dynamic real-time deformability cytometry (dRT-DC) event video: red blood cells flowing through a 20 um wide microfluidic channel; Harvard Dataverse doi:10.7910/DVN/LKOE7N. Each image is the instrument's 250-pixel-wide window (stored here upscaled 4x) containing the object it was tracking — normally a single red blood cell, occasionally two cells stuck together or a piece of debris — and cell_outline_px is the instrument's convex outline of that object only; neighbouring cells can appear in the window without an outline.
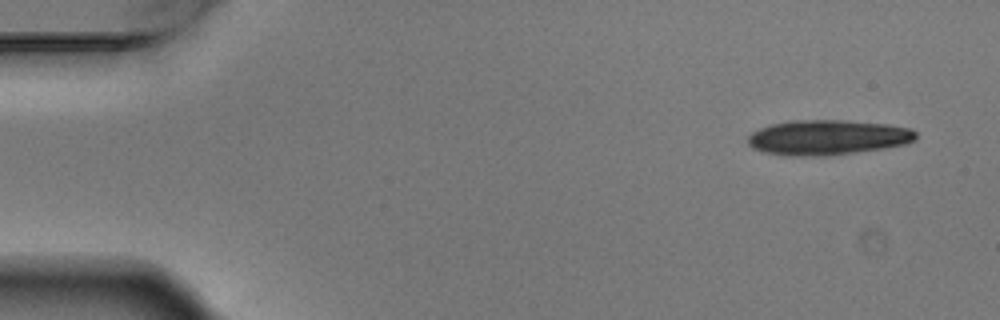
{"species": "Egyptian fruit bat (a non-hibernating species)", "species_latin": "Rousettus aegyptiacus", "temperature_condition": "warm", "stored_images_in_passage": 9, "camera_frame_rate_fps": 3000, "um_per_image_px": 0.085, "animal": {"sex": "male"}, "frame": {"image": 1, "passage_image": 1, "time_ms": 0.0, "image_size_px": [1000, 320], "cell_outline_px": [[916, 140], [904, 144], [884, 148], [824, 156], [796, 156], [764, 152], [752, 148], [748, 144], [748, 136], [752, 132], [760, 128], [772, 124], [788, 120], [844, 120], [888, 124], [912, 128], [916, 132]], "centroid_in_image_um": [70.35, 11.67], "position_along_channel_um": 14.7, "area_um2": 34.33}}
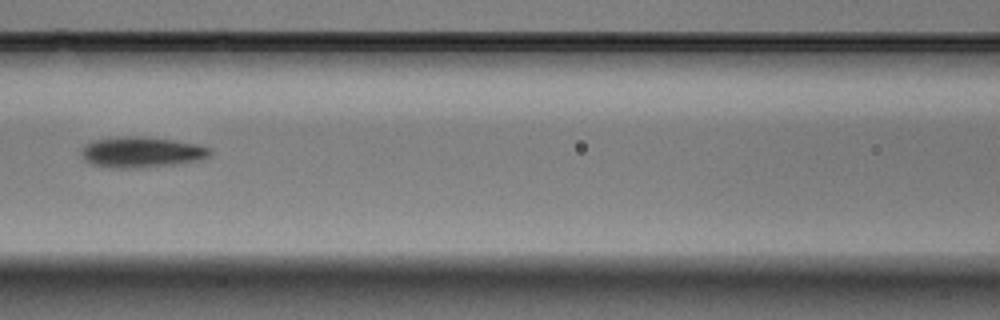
{"frame": {"image": 2, "passage_image": 6, "time_ms": 1.667, "image_size_px": [1000, 320], "cell_outline_px": [[212, 152], [208, 156], [200, 160], [172, 164], [136, 168], [108, 168], [92, 164], [80, 152], [84, 144], [92, 140], [116, 136], [140, 136], [172, 140], [196, 144], [208, 148]], "centroid_in_image_um": [11.97, 12.92], "position_along_channel_um": 154.6, "area_um2": 22.89}}
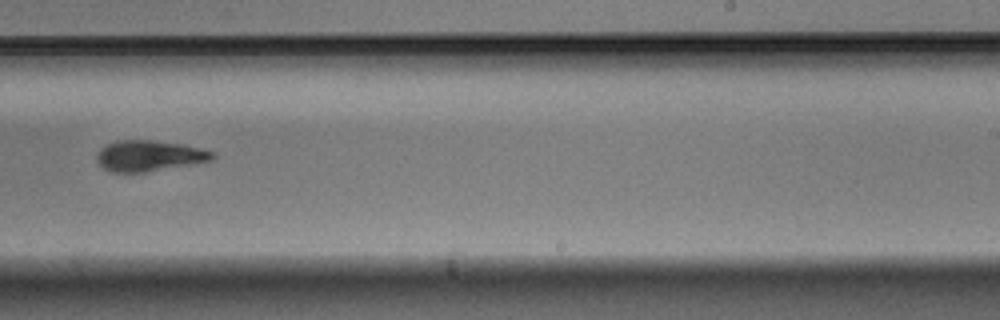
{"frame": {"image": 3, "passage_image": 9, "time_ms": 2.667, "image_size_px": [1000, 320], "cell_outline_px": [[216, 156], [212, 160], [144, 172], [112, 172], [104, 168], [96, 160], [96, 156], [100, 148], [116, 140], [152, 140], [180, 144], [212, 152]], "centroid_in_image_um": [12.61, 13.24], "position_along_channel_um": 276.4, "area_um2": 20.35}}